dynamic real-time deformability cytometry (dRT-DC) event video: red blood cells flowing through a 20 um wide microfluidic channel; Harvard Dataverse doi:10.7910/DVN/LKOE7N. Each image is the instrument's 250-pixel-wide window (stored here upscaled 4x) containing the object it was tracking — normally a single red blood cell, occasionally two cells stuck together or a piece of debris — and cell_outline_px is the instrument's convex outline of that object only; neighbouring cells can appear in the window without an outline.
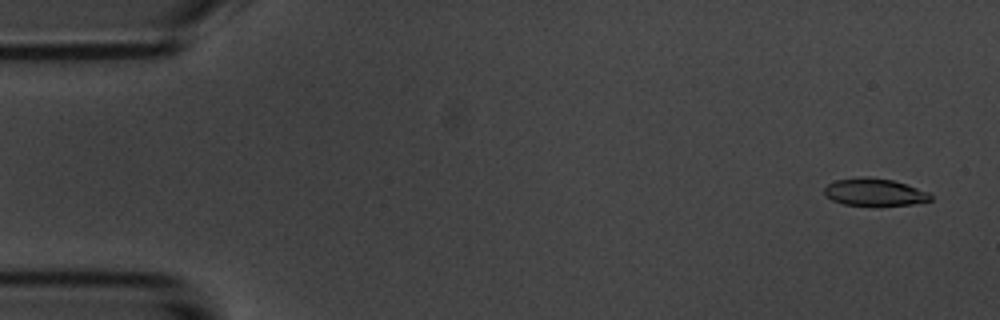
{"species": "common noctule bat (a hibernating species)", "species_latin": "Nyctalus noctula", "temperature_condition": "room temperature", "stored_images_in_passage": 4, "camera_frame_rate_fps": 3000, "um_per_image_px": 0.085, "animal": {"sex": "male", "body_mass_g": 20.1, "forearm_length_mm": 53.5}, "frame": {"image": 1, "passage_image": 1, "time_ms": 0.0, "image_size_px": [1000, 320], "cell_outline_px": [[932, 200], [912, 204], [844, 204], [832, 200], [824, 192], [824, 188], [828, 184], [836, 180], [864, 176], [868, 176], [892, 180], [928, 192], [932, 196]], "centroid_in_image_um": [74.32, 16.31], "position_along_channel_um": 10.7, "area_um2": 16.42}}
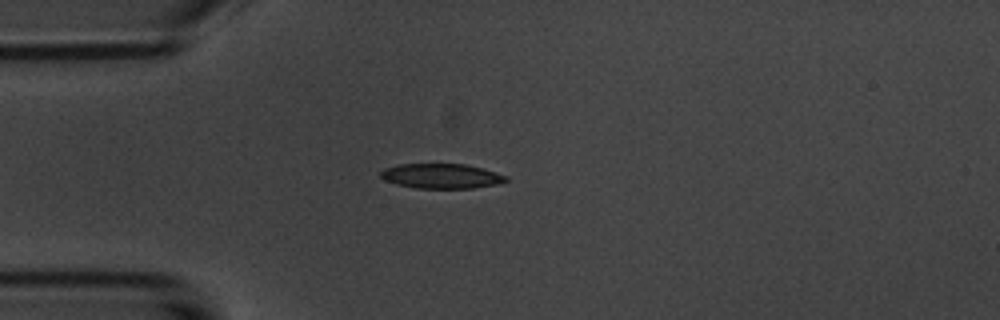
{"frame": {"image": 2, "passage_image": 4, "time_ms": 4.0, "image_size_px": [1000, 320], "cell_outline_px": [[508, 180], [496, 184], [472, 188], [416, 188], [396, 184], [384, 180], [380, 176], [380, 172], [384, 168], [396, 164], [464, 164], [484, 168], [508, 176]], "centroid_in_image_um": [37.5, 14.96], "position_along_channel_um": 47.5, "area_um2": 18.21}}